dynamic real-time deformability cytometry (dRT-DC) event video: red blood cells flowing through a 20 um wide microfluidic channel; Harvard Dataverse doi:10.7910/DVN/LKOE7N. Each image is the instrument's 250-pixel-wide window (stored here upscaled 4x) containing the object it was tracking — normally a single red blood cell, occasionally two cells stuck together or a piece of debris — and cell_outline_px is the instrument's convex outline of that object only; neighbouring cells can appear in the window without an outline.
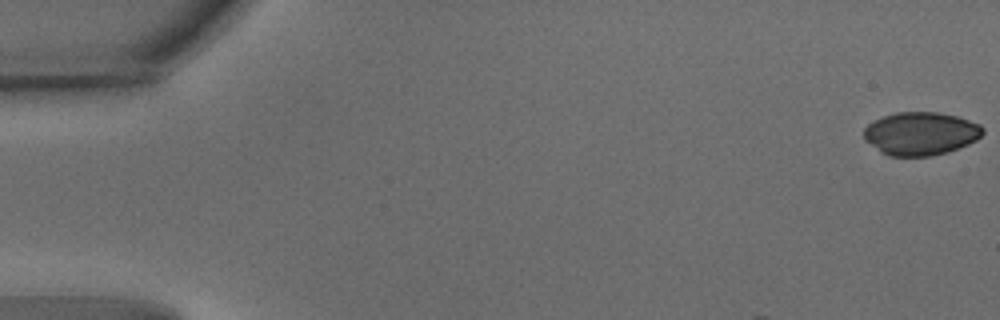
{"species": "common noctule bat (a hibernating species)", "species_latin": "Nyctalus noctula", "temperature_condition": "warm", "stored_images_in_passage": 6, "camera_frame_rate_fps": 3000, "um_per_image_px": 0.085, "animal": {"sex": "male", "body_mass_g": 15.6}, "frame": {"image": 1, "passage_image": 1, "time_ms": 0.0, "image_size_px": [1000, 320], "cell_outline_px": [[984, 132], [976, 140], [968, 144], [948, 152], [932, 156], [888, 156], [880, 152], [864, 140], [864, 128], [872, 120], [896, 112], [936, 112], [960, 116], [980, 124], [984, 128]], "centroid_in_image_um": [78.25, 11.35], "position_along_channel_um": 6.7, "area_um2": 30.23}}